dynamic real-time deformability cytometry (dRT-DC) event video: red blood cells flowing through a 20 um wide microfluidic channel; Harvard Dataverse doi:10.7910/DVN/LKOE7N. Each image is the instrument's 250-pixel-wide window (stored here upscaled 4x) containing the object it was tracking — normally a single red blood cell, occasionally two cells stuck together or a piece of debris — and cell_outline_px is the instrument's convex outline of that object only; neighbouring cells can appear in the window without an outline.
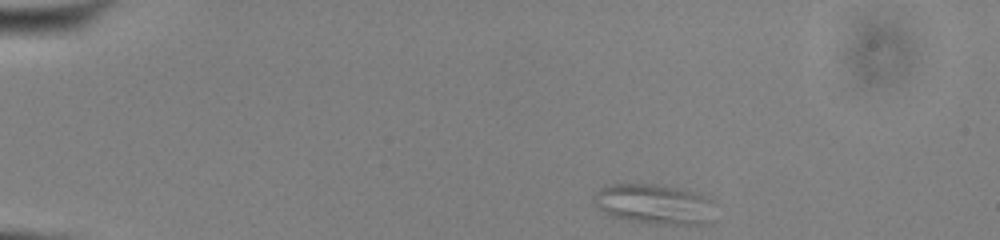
{"species": "common noctule bat (a hibernating species)", "species_latin": "Nyctalus noctula", "temperature_condition": "cold", "stored_images_in_passage": 45, "camera_frame_rate_fps": 3000, "um_per_image_px": 0.085, "animal": {"sex": "male", "body_mass_g": 13.0, "forearm_length_mm": 53.1}, "frame": {"image": 1, "passage_image": 1, "time_ms": 0.0, "image_size_px": [1000, 240], "cell_outline_px": [[716, 220], [708, 224], [660, 224], [632, 220], [612, 216], [600, 208], [592, 200], [592, 196], [604, 184], [656, 184], [700, 192], [712, 200]], "centroid_in_image_um": [55.69, 17.34], "position_along_channel_um": 29.3, "area_um2": 28.67}}
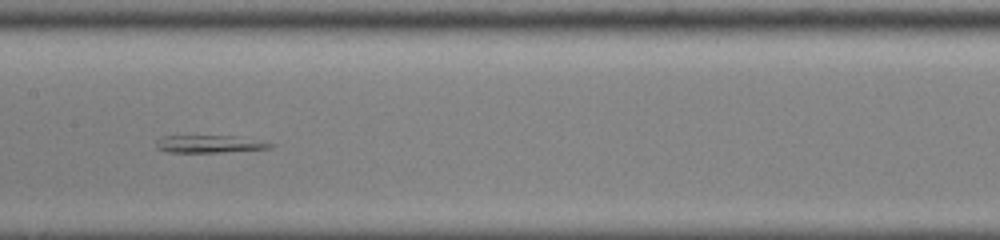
{"frame": {"image": 2, "passage_image": 20, "time_ms": 6.333, "image_size_px": [1000, 240], "cell_outline_px": [[276, 144], [272, 148], [220, 152], [168, 152], [156, 148], [156, 140], [164, 136], [232, 136]], "centroid_in_image_um": [17.76, 12.24], "position_along_channel_um": 189.6, "area_um2": 11.39}}
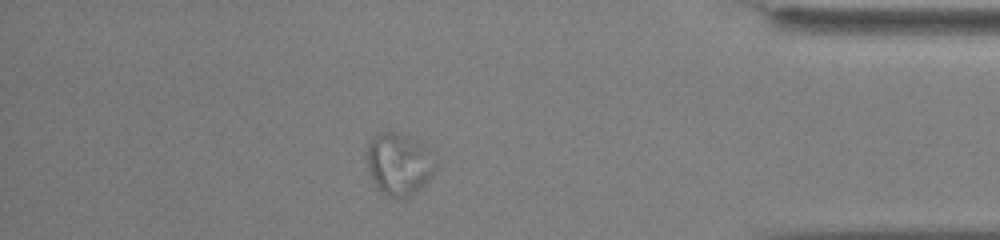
{"frame": {"image": 3, "passage_image": 39, "time_ms": 12.667, "image_size_px": [1000, 240], "cell_outline_px": [[436, 152], [432, 176], [416, 192], [408, 196], [388, 196], [372, 180], [368, 168], [368, 144], [372, 136], [376, 132], [400, 132], [424, 144]], "centroid_in_image_um": [33.94, 13.87], "position_along_channel_um": 401.3, "area_um2": 24.74}}